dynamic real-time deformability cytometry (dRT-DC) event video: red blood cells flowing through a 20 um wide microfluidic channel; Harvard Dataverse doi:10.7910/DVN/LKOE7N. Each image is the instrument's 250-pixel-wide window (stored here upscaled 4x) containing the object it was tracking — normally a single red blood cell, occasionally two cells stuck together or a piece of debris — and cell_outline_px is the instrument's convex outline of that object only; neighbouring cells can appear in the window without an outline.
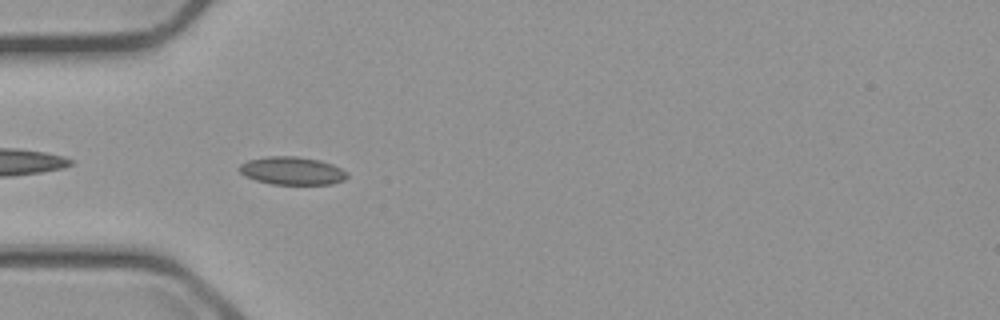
{"species": "common noctule bat (a hibernating species)", "species_latin": "Nyctalus noctula", "temperature_condition": "cold", "stored_images_in_passage": 11, "camera_frame_rate_fps": 3000, "um_per_image_px": 0.085, "animal": {"sex": "male", "body_mass_g": 23.1, "forearm_length_mm": 52.7}, "frame": {"image": 1, "passage_image": 2, "time_ms": 2.0, "image_size_px": [1000, 320], "cell_outline_px": [[348, 176], [344, 180], [332, 184], [272, 184], [256, 180], [244, 176], [240, 172], [240, 164], [248, 160], [268, 156], [296, 156], [320, 160], [332, 164], [348, 172]], "centroid_in_image_um": [24.84, 14.51], "position_along_channel_um": 60.2, "area_um2": 17.57}}
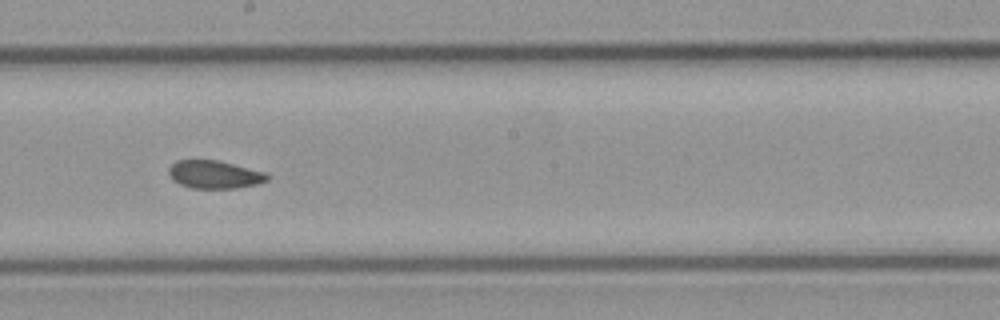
{"frame": {"image": 2, "passage_image": 6, "time_ms": 6.667, "image_size_px": [1000, 320], "cell_outline_px": [[272, 176], [268, 180], [256, 184], [236, 188], [192, 188], [180, 184], [172, 180], [168, 176], [168, 168], [176, 160], [220, 160], [264, 172]], "centroid_in_image_um": [18.21, 14.83], "position_along_channel_um": 230.0, "area_um2": 16.18}}
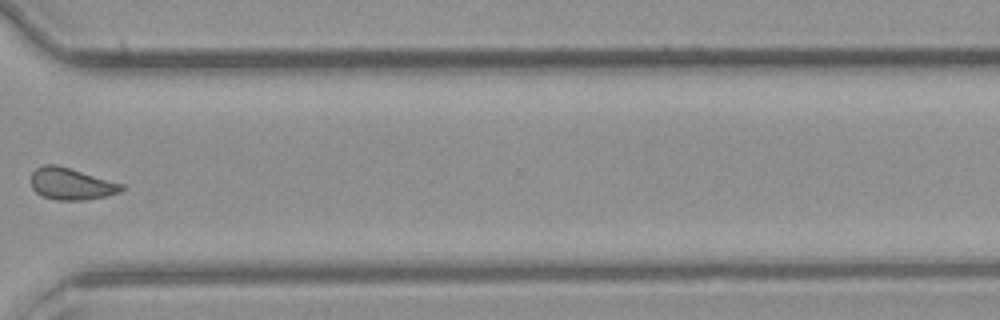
{"frame": {"image": 3, "passage_image": 9, "time_ms": 10.333, "image_size_px": [1000, 320], "cell_outline_px": [[124, 188], [120, 192], [108, 196], [88, 200], [56, 200], [40, 196], [32, 188], [32, 172], [36, 168], [44, 164], [56, 164], [124, 184]], "centroid_in_image_um": [6.06, 15.64], "position_along_channel_um": 364.5, "area_um2": 16.94}}